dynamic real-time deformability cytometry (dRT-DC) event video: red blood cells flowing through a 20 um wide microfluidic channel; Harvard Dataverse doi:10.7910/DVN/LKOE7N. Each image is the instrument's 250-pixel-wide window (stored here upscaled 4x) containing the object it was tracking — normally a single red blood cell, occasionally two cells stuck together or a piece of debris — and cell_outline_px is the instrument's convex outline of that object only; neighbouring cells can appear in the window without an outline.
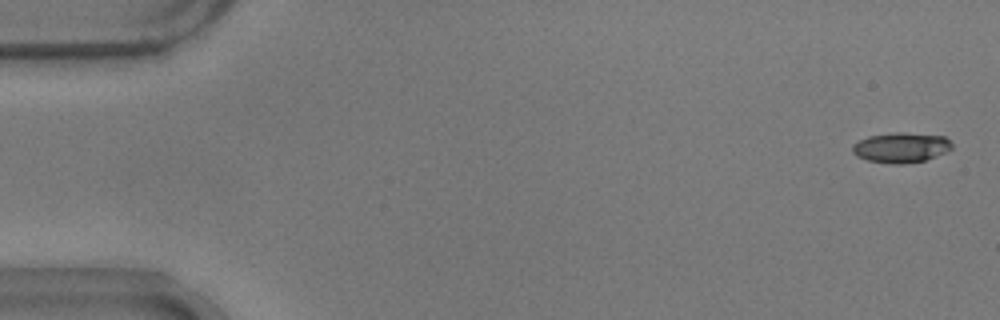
{"species": "common noctule bat (a hibernating species)", "species_latin": "Nyctalus noctula", "temperature_condition": "warm", "stored_images_in_passage": 9, "camera_frame_rate_fps": 3000, "um_per_image_px": 0.085, "animal": {"sex": "male", "body_mass_g": 17.9}, "frame": {"image": 1, "passage_image": 2, "time_ms": 0.333, "image_size_px": [1000, 320], "cell_outline_px": [[952, 148], [944, 152], [924, 160], [904, 164], [892, 164], [868, 160], [856, 156], [852, 152], [852, 144], [868, 136], [896, 132], [904, 132], [944, 136], [952, 144]], "centroid_in_image_um": [76.55, 12.53], "position_along_channel_um": 8.5, "area_um2": 17.34}}